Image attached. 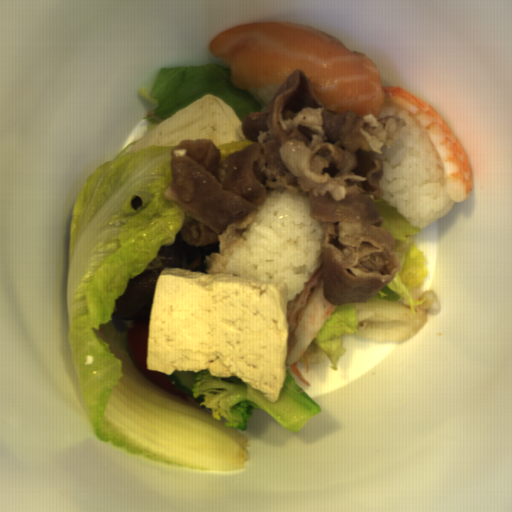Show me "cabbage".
<instances>
[{
  "label": "cabbage",
  "instance_id": "1",
  "mask_svg": "<svg viewBox=\"0 0 512 512\" xmlns=\"http://www.w3.org/2000/svg\"><path fill=\"white\" fill-rule=\"evenodd\" d=\"M174 147L154 143L112 159L82 184L68 241V341L96 438L181 469L240 470L249 457L245 432L145 378L128 344L137 320L116 313L129 281L193 221L164 196Z\"/></svg>",
  "mask_w": 512,
  "mask_h": 512
},
{
  "label": "cabbage",
  "instance_id": "2",
  "mask_svg": "<svg viewBox=\"0 0 512 512\" xmlns=\"http://www.w3.org/2000/svg\"><path fill=\"white\" fill-rule=\"evenodd\" d=\"M254 141L247 140H235L228 143L219 145L217 148L220 150V163L231 153L235 151H241L242 148L250 145Z\"/></svg>",
  "mask_w": 512,
  "mask_h": 512
}]
</instances>
